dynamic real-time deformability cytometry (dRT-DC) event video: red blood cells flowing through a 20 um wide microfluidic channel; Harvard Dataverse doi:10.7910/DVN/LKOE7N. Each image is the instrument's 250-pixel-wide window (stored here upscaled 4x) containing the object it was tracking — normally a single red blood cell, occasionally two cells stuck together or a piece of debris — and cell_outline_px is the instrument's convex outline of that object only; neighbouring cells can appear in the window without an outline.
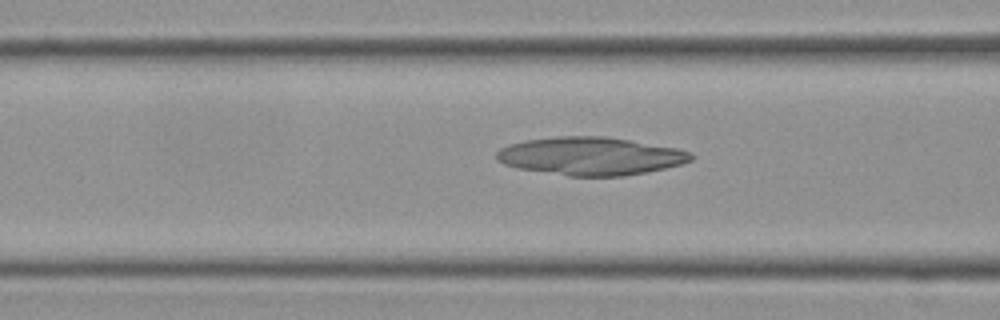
{"species": "Egyptian fruit bat (a non-hibernating species)", "species_latin": "Rousettus aegyptiacus", "temperature_condition": "cold", "stored_images_in_passage": 10, "camera_frame_rate_fps": 3000, "um_per_image_px": 0.085, "frame": {"image": 1, "passage_image": 7, "time_ms": 2.0, "image_size_px": [1000, 320], "cell_outline_px": [[692, 160], [680, 164], [664, 168], [624, 176], [568, 176], [520, 168], [504, 164], [496, 160], [496, 152], [500, 148], [508, 144], [524, 140], [556, 136], [608, 136], [676, 148], [692, 152]], "centroid_in_image_um": [50.17, 13.26], "position_along_channel_um": 116.4, "area_um2": 43.06}}